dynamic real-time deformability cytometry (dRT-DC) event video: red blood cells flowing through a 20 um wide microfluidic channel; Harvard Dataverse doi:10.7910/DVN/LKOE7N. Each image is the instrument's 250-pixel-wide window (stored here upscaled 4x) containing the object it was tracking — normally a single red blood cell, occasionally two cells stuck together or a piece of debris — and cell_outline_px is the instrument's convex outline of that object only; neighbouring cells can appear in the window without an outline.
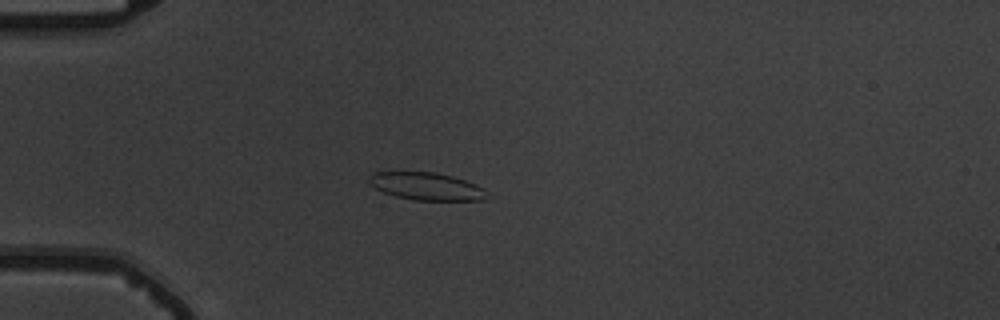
{"species": "common noctule bat (a hibernating species)", "species_latin": "Nyctalus noctula", "temperature_condition": "warm", "stored_images_in_passage": 53, "camera_frame_rate_fps": 3000, "um_per_image_px": 0.085, "animal": {"sex": "male", "body_mass_g": 19.5, "forearm_length_mm": 54.6}, "frame": {"image": 1, "passage_image": 13, "time_ms": 4.0, "image_size_px": [1000, 320], "cell_outline_px": [[484, 200], [416, 200], [396, 196], [384, 192], [368, 184], [368, 176], [372, 172], [436, 172], [452, 176], [476, 184], [484, 188]], "centroid_in_image_um": [36.19, 15.82], "position_along_channel_um": 48.8, "area_um2": 18.79}}
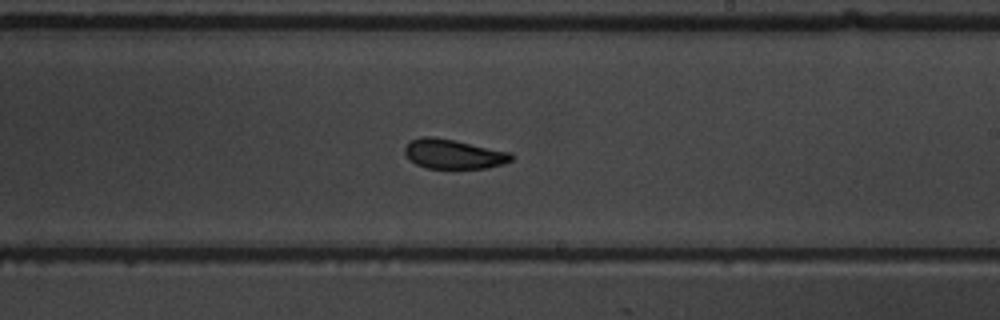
{"frame": {"image": 2, "passage_image": 31, "time_ms": 10.0, "image_size_px": [1000, 320], "cell_outline_px": [[512, 160], [504, 164], [484, 168], [428, 168], [416, 164], [404, 152], [404, 148], [412, 140], [420, 136], [432, 136], [456, 140], [512, 152]], "centroid_in_image_um": [38.58, 13.08], "position_along_channel_um": 250.4, "area_um2": 18.32}}
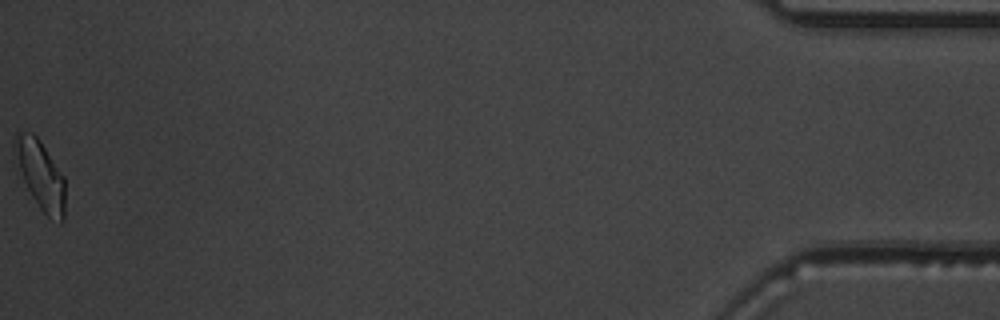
{"frame": {"image": 3, "passage_image": 53, "time_ms": 17.333, "image_size_px": [1000, 320], "cell_outline_px": [[64, 220], [60, 224], [48, 216], [40, 208], [32, 196], [24, 180], [12, 148], [12, 140], [16, 132], [32, 132], [40, 140], [64, 176]], "centroid_in_image_um": [3.44, 14.82], "position_along_channel_um": 431.8, "area_um2": 20.06}, "authors_computed_cell_mechanics": {"area_um2": 19.2474, "velocity_mm_per_s": 3.7039, "shape_relaxation_time_tau1_ms": 4.8107, "shape_relaxation_time_tau2_ms": 1.4593, "deformation_change_tau1": 0.0987, "deformation_change_tau2": 0.0709}}